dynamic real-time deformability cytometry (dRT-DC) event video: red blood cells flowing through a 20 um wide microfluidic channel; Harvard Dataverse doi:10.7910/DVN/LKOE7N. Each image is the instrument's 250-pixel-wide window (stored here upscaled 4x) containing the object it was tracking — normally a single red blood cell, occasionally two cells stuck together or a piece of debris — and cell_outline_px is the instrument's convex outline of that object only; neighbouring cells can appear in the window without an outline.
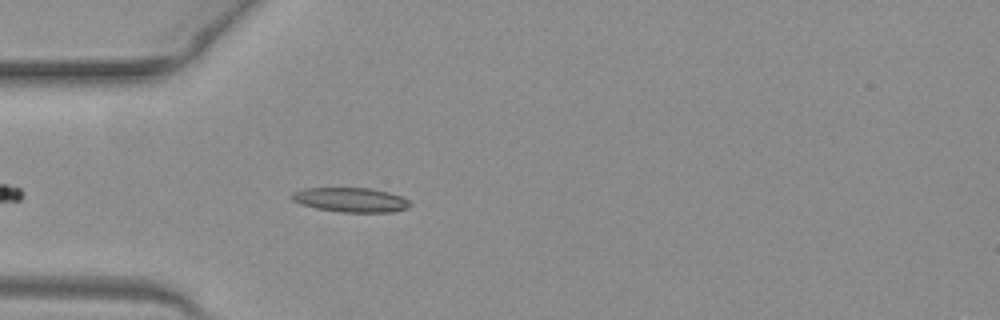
{"species": "common noctule bat (a hibernating species)", "species_latin": "Nyctalus noctula", "temperature_condition": "warm", "stored_images_in_passage": 38, "camera_frame_rate_fps": 3000, "um_per_image_px": 0.085, "animal": {"sex": "female", "body_mass_g": 19.3, "forearm_length_mm": 54.1}, "frame": {"image": 1, "passage_image": 3, "time_ms": 0.667, "image_size_px": [1000, 320], "cell_outline_px": [[412, 204], [408, 208], [392, 212], [340, 212], [316, 208], [300, 204], [292, 200], [292, 192], [304, 188], [372, 188], [388, 192], [400, 196], [408, 200]], "centroid_in_image_um": [29.81, 16.99], "position_along_channel_um": 55.2, "area_um2": 16.88}}
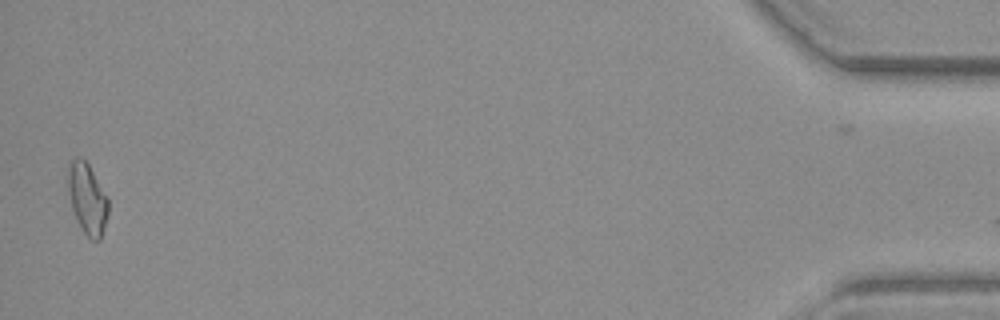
{"frame": {"image": 2, "passage_image": 38, "time_ms": 12.333, "image_size_px": [1000, 320], "cell_outline_px": [[108, 212], [100, 240], [92, 240], [84, 232], [72, 208], [68, 188], [68, 164], [76, 156], [80, 156], [88, 164], [108, 200]], "centroid_in_image_um": [7.41, 16.86], "position_along_channel_um": 427.8, "area_um2": 16.07}}